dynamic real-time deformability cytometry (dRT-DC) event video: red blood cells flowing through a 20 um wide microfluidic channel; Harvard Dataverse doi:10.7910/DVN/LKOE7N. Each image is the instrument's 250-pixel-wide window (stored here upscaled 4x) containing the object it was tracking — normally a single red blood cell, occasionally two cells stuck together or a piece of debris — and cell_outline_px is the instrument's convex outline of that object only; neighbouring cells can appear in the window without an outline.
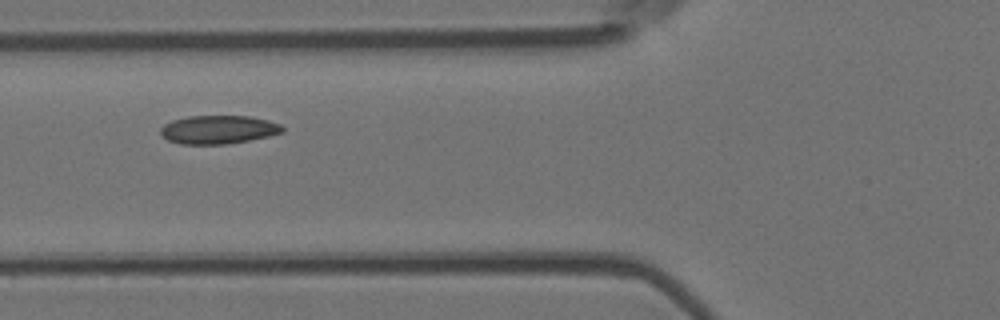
{"species": "Egyptian fruit bat (a non-hibernating species)", "species_latin": "Rousettus aegyptiacus", "temperature_condition": "room temperature", "stored_images_in_passage": 5, "camera_frame_rate_fps": 3000, "um_per_image_px": 0.085, "animal": {"sex": "female"}, "frame": {"image": 1, "passage_image": 4, "time_ms": 1.0, "image_size_px": [1000, 320], "cell_outline_px": [[284, 132], [268, 136], [228, 144], [180, 144], [168, 140], [160, 132], [160, 128], [164, 124], [172, 120], [188, 116], [248, 116], [268, 120], [280, 124], [284, 128]], "centroid_in_image_um": [18.56, 11.01], "position_along_channel_um": 107.2, "area_um2": 20.17}}
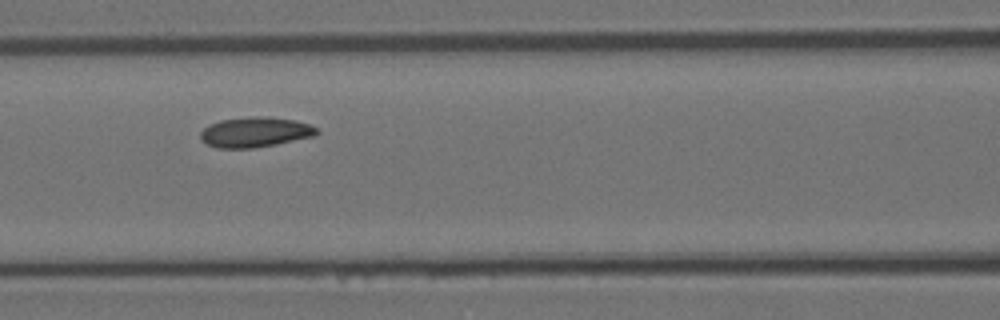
{"frame": {"image": 2, "passage_image": 5, "time_ms": 1.333, "image_size_px": [1000, 320], "cell_outline_px": [[320, 132], [316, 136], [276, 144], [252, 148], [216, 148], [204, 144], [200, 140], [200, 132], [208, 124], [220, 120], [252, 116], [268, 116], [296, 120], [308, 124], [316, 128]], "centroid_in_image_um": [21.66, 11.23], "position_along_channel_um": 144.9, "area_um2": 20.75}}